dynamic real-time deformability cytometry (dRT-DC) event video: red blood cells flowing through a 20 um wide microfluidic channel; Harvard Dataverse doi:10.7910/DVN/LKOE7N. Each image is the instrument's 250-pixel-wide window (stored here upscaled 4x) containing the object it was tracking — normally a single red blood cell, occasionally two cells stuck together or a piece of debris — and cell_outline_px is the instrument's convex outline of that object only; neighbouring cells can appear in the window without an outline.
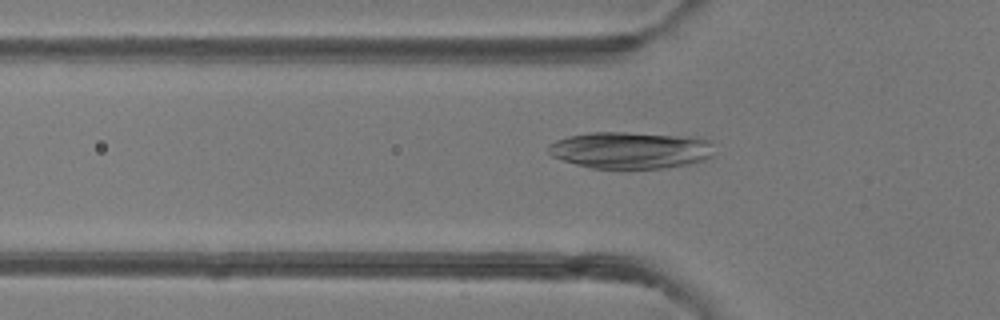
{"species": "common noctule bat (a hibernating species)", "species_latin": "Nyctalus noctula", "temperature_condition": "room temperature", "stored_images_in_passage": 36, "camera_frame_rate_fps": 3000, "um_per_image_px": 0.085, "animal": {"sex": "female"}, "frame": {"image": 1, "passage_image": 4, "time_ms": 1.0, "image_size_px": [1000, 320], "cell_outline_px": [[712, 156], [704, 160], [688, 164], [664, 168], [592, 168], [576, 164], [552, 156], [548, 152], [548, 144], [556, 140], [568, 136], [588, 132], [624, 132], [692, 136], [712, 140]], "centroid_in_image_um": [53.61, 12.75], "position_along_channel_um": 72.2, "area_um2": 35.78}}
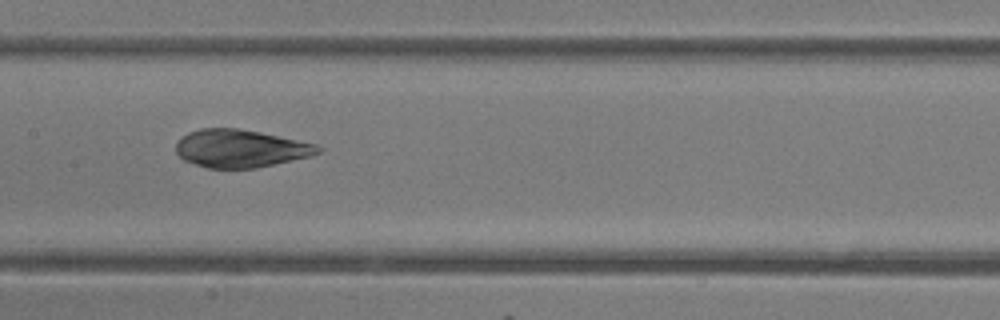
{"frame": {"image": 2, "passage_image": 12, "time_ms": 3.667, "image_size_px": [1000, 320], "cell_outline_px": [[324, 148], [320, 152], [308, 156], [256, 168], [208, 168], [184, 160], [176, 152], [176, 144], [188, 132], [200, 128], [236, 128], [260, 132], [316, 144]], "centroid_in_image_um": [20.43, 12.62], "position_along_channel_um": 187.0, "area_um2": 30.92}}
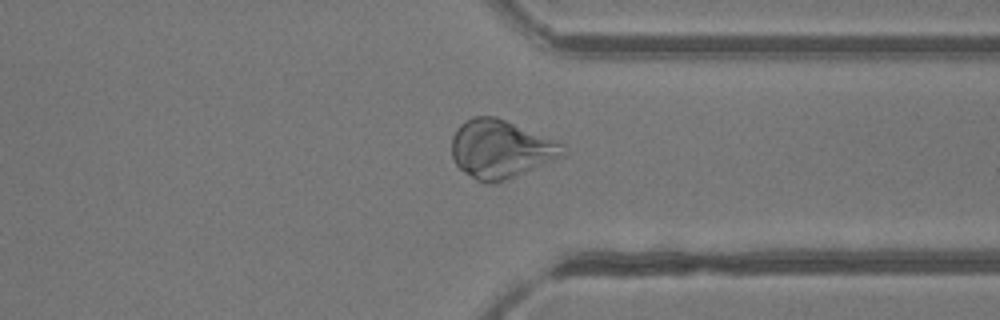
{"frame": {"image": 3, "passage_image": 25, "time_ms": 8.0, "image_size_px": [1000, 320], "cell_outline_px": [[568, 152], [564, 156], [508, 180], [496, 184], [484, 184], [476, 180], [464, 172], [456, 164], [452, 156], [452, 136], [456, 128], [464, 120], [472, 116], [492, 116], [504, 120], [556, 140], [564, 144]], "centroid_in_image_um": [42.56, 12.69], "position_along_channel_um": 368.8, "area_um2": 38.15}}